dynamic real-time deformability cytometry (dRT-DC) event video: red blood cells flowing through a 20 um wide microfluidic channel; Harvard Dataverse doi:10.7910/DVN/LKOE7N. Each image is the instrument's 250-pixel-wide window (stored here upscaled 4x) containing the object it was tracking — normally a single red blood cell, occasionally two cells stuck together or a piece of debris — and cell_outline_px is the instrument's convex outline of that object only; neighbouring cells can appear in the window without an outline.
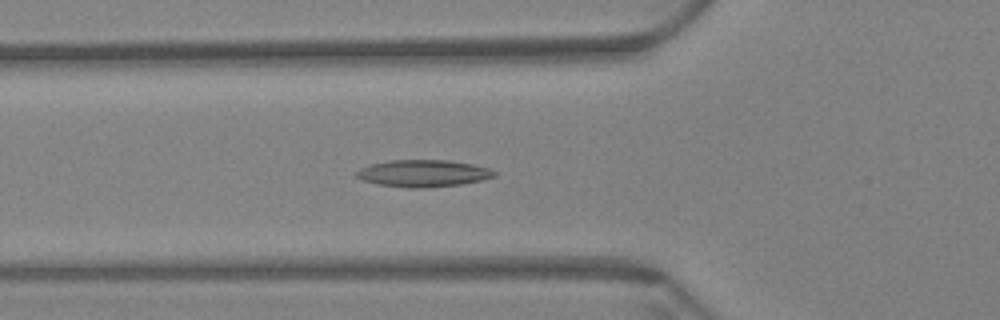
{"species": "Egyptian fruit bat (a non-hibernating species)", "species_latin": "Rousettus aegyptiacus", "temperature_condition": "warm", "stored_images_in_passage": 60, "camera_frame_rate_fps": 3000, "um_per_image_px": 0.085, "animal": {"sex": "female"}, "frame": {"image": 1, "passage_image": 22, "time_ms": 7.0, "image_size_px": [1000, 320], "cell_outline_px": [[496, 176], [484, 180], [460, 184], [424, 188], [408, 188], [376, 184], [364, 180], [356, 176], [356, 172], [360, 168], [372, 164], [388, 160], [448, 160], [472, 164], [488, 168], [496, 172]], "centroid_in_image_um": [35.98, 14.73], "position_along_channel_um": 89.8, "area_um2": 21.68}}
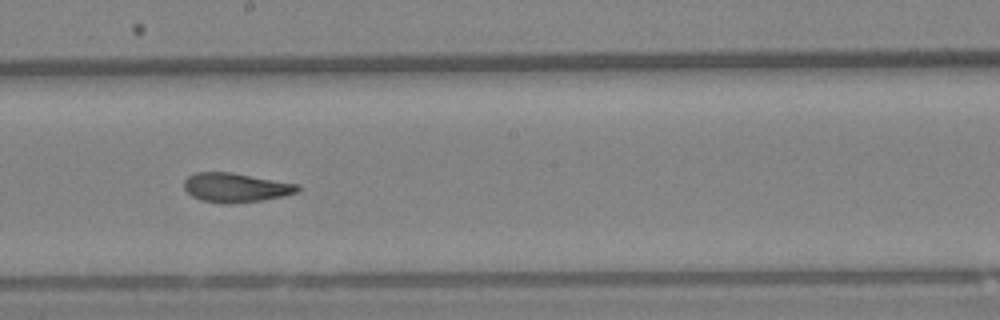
{"frame": {"image": 2, "passage_image": 34, "time_ms": 11.0, "image_size_px": [1000, 320], "cell_outline_px": [[300, 188], [296, 192], [280, 196], [260, 200], [224, 204], [200, 200], [192, 196], [184, 188], [184, 180], [188, 176], [196, 172], [232, 172], [300, 184]], "centroid_in_image_um": [20.01, 15.93], "position_along_channel_um": 228.2, "area_um2": 19.25}}
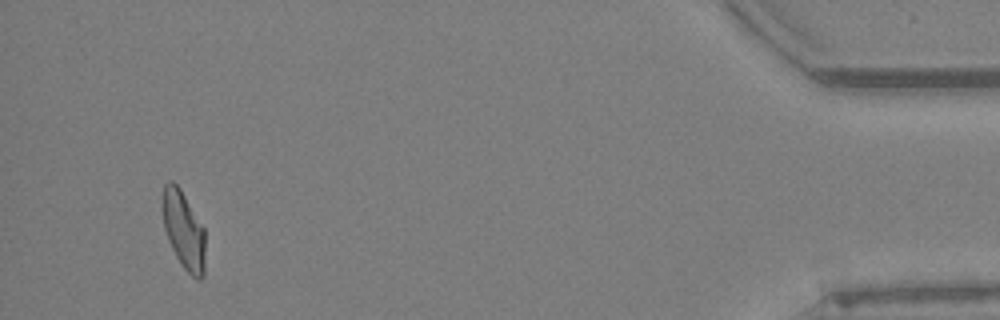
{"frame": {"image": 3, "passage_image": 57, "time_ms": 18.667, "image_size_px": [1000, 320], "cell_outline_px": [[204, 276], [200, 280], [196, 280], [184, 268], [176, 256], [168, 240], [164, 228], [160, 208], [160, 204], [164, 184], [168, 180], [172, 180], [180, 188], [204, 228]], "centroid_in_image_um": [15.57, 19.52], "position_along_channel_um": 419.6, "area_um2": 19.65}, "authors_computed_cell_mechanics": {"area_um2": 19.9699, "velocity_mm_per_s": 3.4731, "shape_relaxation_time_tau1_ms": 10.926, "shape_relaxation_time_tau2_ms": 2.5917, "deformation_change_tau1": 0.2712, "deformation_change_tau2": 0.1083}}